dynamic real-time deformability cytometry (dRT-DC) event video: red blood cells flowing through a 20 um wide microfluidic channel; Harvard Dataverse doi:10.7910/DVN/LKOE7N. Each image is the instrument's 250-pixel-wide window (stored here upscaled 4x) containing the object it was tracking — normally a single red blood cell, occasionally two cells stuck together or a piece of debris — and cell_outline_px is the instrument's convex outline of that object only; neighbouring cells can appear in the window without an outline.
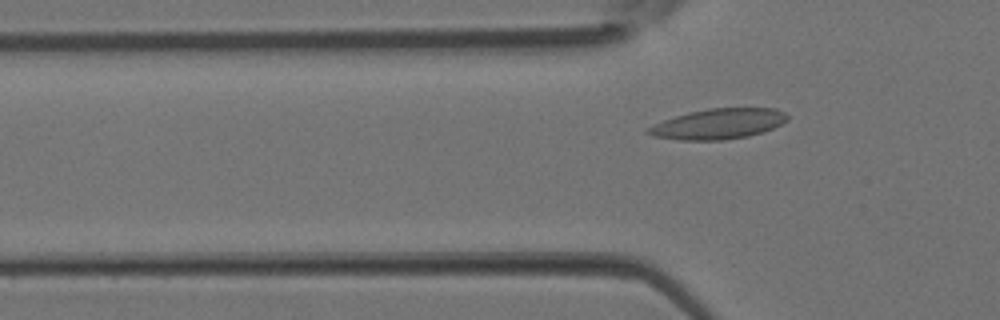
{"species": "Egyptian fruit bat (a non-hibernating species)", "species_latin": "Rousettus aegyptiacus", "temperature_condition": "room temperature", "stored_images_in_passage": 4, "camera_frame_rate_fps": 3000, "um_per_image_px": 0.085, "animal": {"sex": "female"}, "frame": {"image": 1, "passage_image": 4, "time_ms": 1.0, "image_size_px": [1000, 320], "cell_outline_px": [[788, 120], [772, 128], [748, 136], [720, 140], [680, 140], [652, 136], [644, 132], [648, 128], [664, 120], [688, 112], [708, 108], [776, 108], [784, 112], [788, 116]], "centroid_in_image_um": [61.05, 10.52], "position_along_channel_um": 64.7, "area_um2": 24.45}}